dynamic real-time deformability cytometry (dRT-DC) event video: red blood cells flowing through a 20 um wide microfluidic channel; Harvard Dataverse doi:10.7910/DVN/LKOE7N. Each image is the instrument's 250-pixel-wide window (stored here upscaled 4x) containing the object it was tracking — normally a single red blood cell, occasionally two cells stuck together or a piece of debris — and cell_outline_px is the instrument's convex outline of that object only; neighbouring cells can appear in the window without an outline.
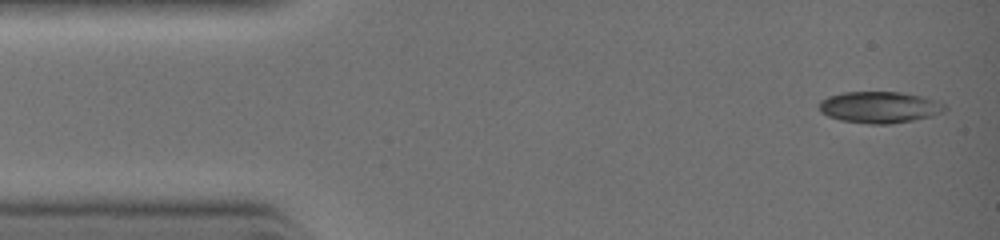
{"species": "common noctule bat (a hibernating species)", "species_latin": "Nyctalus noctula", "temperature_condition": "warm", "stored_images_in_passage": 16, "camera_frame_rate_fps": 3000, "um_per_image_px": 0.085, "animal": {"sex": "female", "body_mass_g": 19.0, "forearm_length_mm": 51.5}, "frame": {"image": 1, "passage_image": 1, "time_ms": 0.0, "image_size_px": [1000, 240], "cell_outline_px": [[948, 108], [932, 116], [912, 120], [888, 124], [872, 124], [840, 120], [828, 116], [820, 112], [820, 100], [828, 96], [840, 92], [900, 92], [924, 96], [944, 104]], "centroid_in_image_um": [74.74, 9.1], "position_along_channel_um": 10.3, "area_um2": 23.0}}
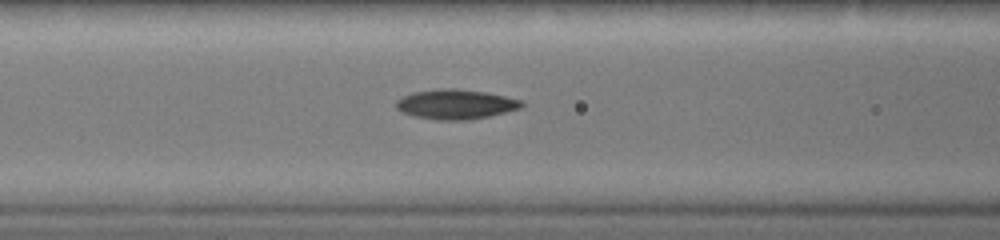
{"frame": {"image": 2, "passage_image": 12, "time_ms": 3.667, "image_size_px": [1000, 240], "cell_outline_px": [[524, 104], [520, 108], [488, 116], [468, 120], [436, 120], [412, 116], [396, 108], [396, 100], [412, 92], [448, 88], [452, 88], [484, 92], [520, 100]], "centroid_in_image_um": [38.69, 8.87], "position_along_channel_um": 127.9, "area_um2": 21.39}}
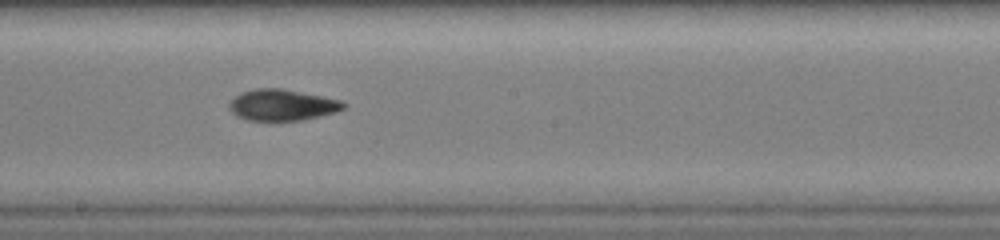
{"frame": {"image": 3, "passage_image": 15, "time_ms": 5.333, "image_size_px": [1000, 240], "cell_outline_px": [[344, 108], [320, 116], [304, 120], [248, 120], [236, 116], [228, 108], [228, 104], [240, 92], [256, 88], [280, 88], [320, 96], [336, 100], [344, 104]], "centroid_in_image_um": [23.89, 8.92], "position_along_channel_um": 224.3, "area_um2": 20.35}}